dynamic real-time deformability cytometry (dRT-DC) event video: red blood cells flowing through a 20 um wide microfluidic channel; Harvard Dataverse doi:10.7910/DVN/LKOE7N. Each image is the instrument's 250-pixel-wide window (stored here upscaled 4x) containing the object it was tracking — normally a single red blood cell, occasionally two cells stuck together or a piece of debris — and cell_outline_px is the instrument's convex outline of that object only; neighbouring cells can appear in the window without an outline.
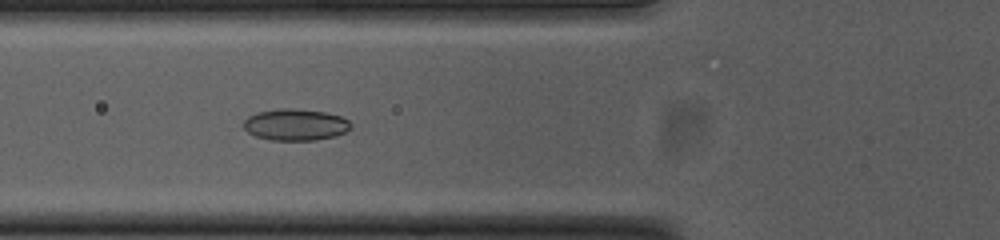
{"species": "common noctule bat (a hibernating species)", "species_latin": "Nyctalus noctula", "temperature_condition": "cold", "stored_images_in_passage": 44, "camera_frame_rate_fps": 3000, "um_per_image_px": 0.085, "animal": {"sex": "female", "body_mass_g": 23.0, "forearm_length_mm": 53.4}, "frame": {"image": 1, "passage_image": 10, "time_ms": 3.0, "image_size_px": [1000, 240], "cell_outline_px": [[352, 128], [336, 136], [316, 140], [272, 140], [256, 136], [248, 132], [244, 128], [244, 120], [248, 116], [256, 112], [280, 108], [292, 108], [324, 112], [340, 116], [348, 120], [352, 124]], "centroid_in_image_um": [25.12, 10.59], "position_along_channel_um": 100.7, "area_um2": 19.77}}
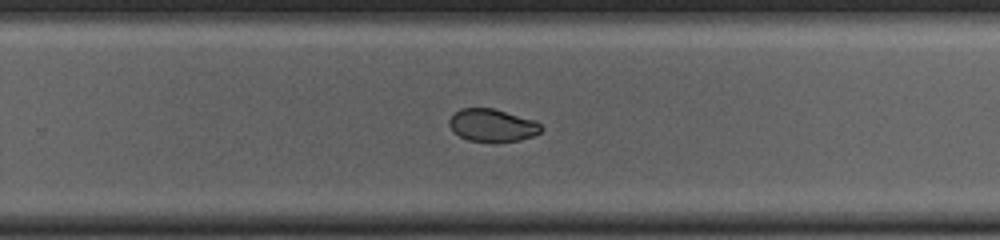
{"frame": {"image": 2, "passage_image": 25, "time_ms": 8.0, "image_size_px": [1000, 240], "cell_outline_px": [[544, 128], [540, 132], [532, 136], [520, 140], [496, 144], [468, 140], [452, 132], [448, 124], [448, 120], [460, 108], [492, 108], [536, 120]], "centroid_in_image_um": [41.85, 10.68], "position_along_channel_um": 288.0, "area_um2": 17.98}}
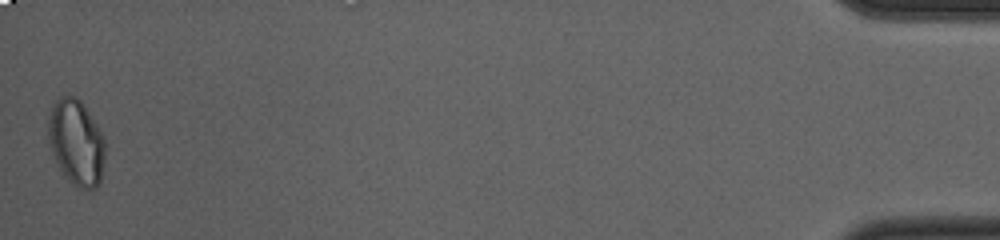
{"frame": {"image": 3, "passage_image": 44, "time_ms": 14.333, "image_size_px": [1000, 240], "cell_outline_px": [[104, 160], [100, 180], [96, 188], [76, 188], [64, 176], [52, 152], [48, 140], [48, 116], [56, 100], [60, 96], [76, 96], [80, 100], [104, 136]], "centroid_in_image_um": [6.47, 12.11], "position_along_channel_um": 428.7, "area_um2": 28.15}, "authors_computed_cell_mechanics": {"area_um2": 19.1607, "velocity_mm_per_s": 3.7499, "shape_relaxation_time_tau1_ms": null, "shape_relaxation_time_tau2_ms": 3.1449, "deformation_change_tau1": null, "deformation_change_tau2": 0.052}}